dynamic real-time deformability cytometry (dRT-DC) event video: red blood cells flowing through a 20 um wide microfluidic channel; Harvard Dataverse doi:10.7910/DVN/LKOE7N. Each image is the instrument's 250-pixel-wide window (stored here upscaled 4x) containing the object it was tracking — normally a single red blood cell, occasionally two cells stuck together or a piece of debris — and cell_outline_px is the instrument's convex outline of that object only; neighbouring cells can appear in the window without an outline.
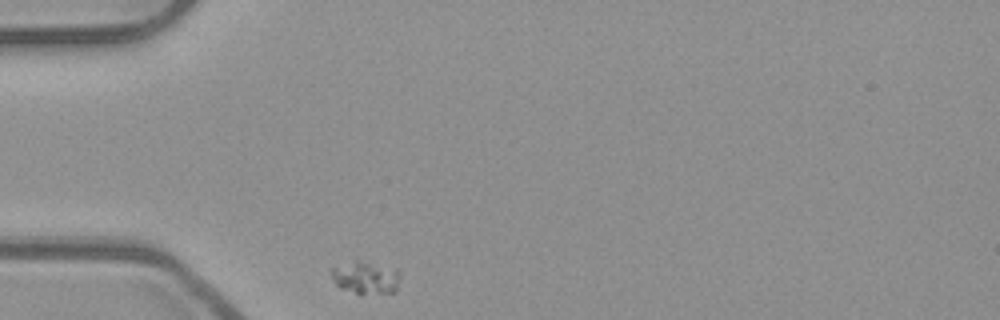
{"species": "common noctule bat (a hibernating species)", "species_latin": "Nyctalus noctula", "temperature_condition": "room temperature", "stored_images_in_passage": 32, "camera_frame_rate_fps": 3000, "um_per_image_px": 0.085, "animal": {"sex": "male", "body_mass_g": 23.1, "forearm_length_mm": 52.7}, "frame": {"image": 1, "passage_image": 1, "time_ms": 0.0, "image_size_px": [1000, 320], "cell_outline_px": [[400, 276], [396, 292], [360, 296], [340, 288], [336, 284], [332, 276], [332, 268], [356, 256], [400, 268]], "centroid_in_image_um": [31.13, 23.54], "position_along_channel_um": 53.9, "area_um2": 14.51}}
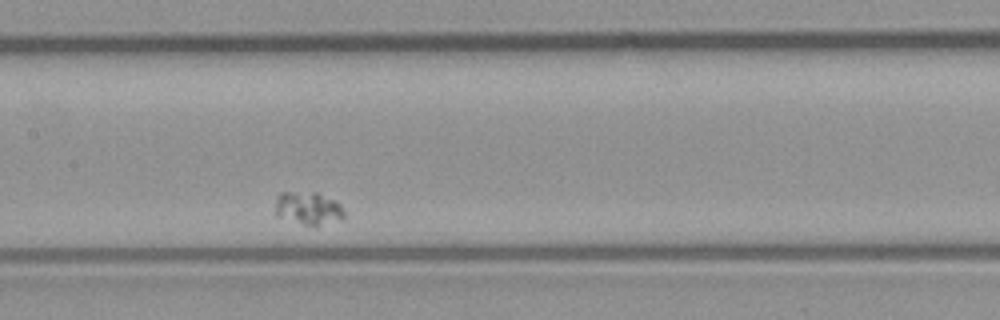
{"frame": {"image": 2, "passage_image": 14, "time_ms": 4.333, "image_size_px": [1000, 320], "cell_outline_px": [[344, 216], [340, 220], [316, 228], [276, 216], [276, 196], [280, 192], [316, 192], [340, 204], [344, 212]], "centroid_in_image_um": [26.19, 17.73], "position_along_channel_um": 181.2, "area_um2": 13.41}}
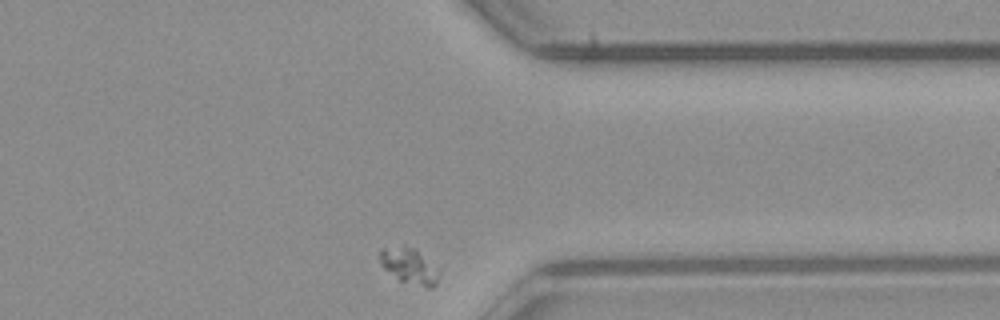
{"frame": {"image": 3, "passage_image": 32, "time_ms": 10.333, "image_size_px": [1000, 320], "cell_outline_px": [[440, 272], [436, 284], [432, 288], [428, 288], [400, 280], [384, 268], [380, 264], [380, 252], [384, 248], [412, 248], [440, 268]], "centroid_in_image_um": [34.85, 22.66], "position_along_channel_um": 376.6, "area_um2": 11.85}}